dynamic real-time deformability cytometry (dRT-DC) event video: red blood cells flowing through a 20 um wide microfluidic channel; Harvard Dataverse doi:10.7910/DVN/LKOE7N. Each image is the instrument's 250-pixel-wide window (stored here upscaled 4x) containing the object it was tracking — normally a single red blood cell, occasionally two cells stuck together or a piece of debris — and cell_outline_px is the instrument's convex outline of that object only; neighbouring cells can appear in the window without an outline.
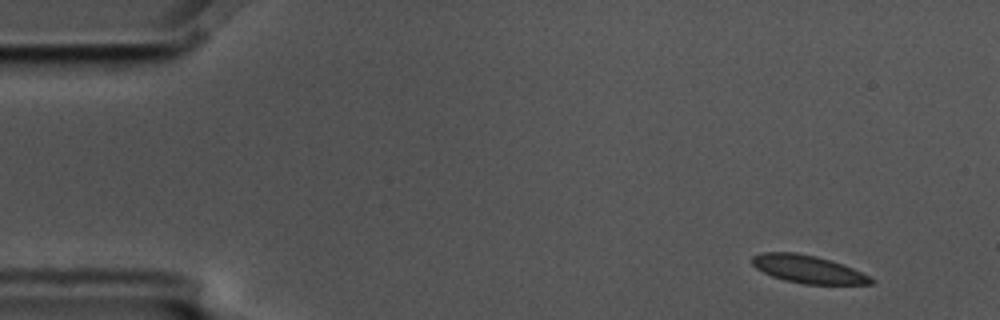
{"species": "common noctule bat (a hibernating species)", "species_latin": "Nyctalus noctula", "temperature_condition": "cold", "stored_images_in_passage": 14, "camera_frame_rate_fps": 3000, "um_per_image_px": 0.085, "animal": {"sex": "male", "body_mass_g": 17.5, "forearm_length_mm": 52.3}, "frame": {"image": 1, "passage_image": 1, "time_ms": 0.0, "image_size_px": [1000, 320], "cell_outline_px": [[876, 280], [872, 284], [804, 284], [784, 280], [772, 276], [756, 268], [752, 264], [752, 256], [764, 252], [796, 252], [816, 256], [852, 268]], "centroid_in_image_um": [68.65, 22.88], "position_along_channel_um": 16.3, "area_um2": 19.02}}
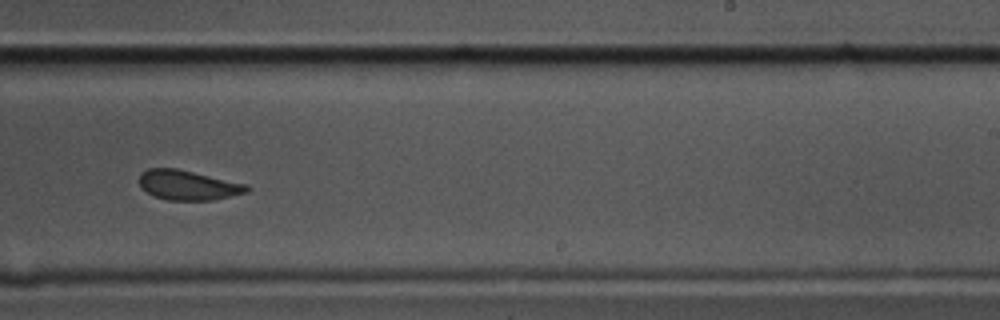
{"frame": {"image": 2, "passage_image": 9, "time_ms": 2.667, "image_size_px": [1000, 320], "cell_outline_px": [[252, 188], [248, 192], [212, 200], [168, 200], [152, 196], [140, 188], [140, 172], [148, 168], [176, 168], [248, 184]], "centroid_in_image_um": [15.98, 15.74], "position_along_channel_um": 273.0, "area_um2": 18.84}}
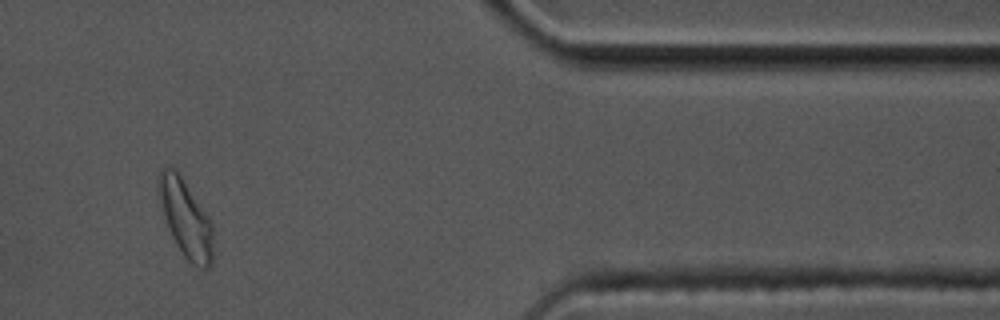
{"frame": {"image": 3, "passage_image": 12, "time_ms": 3.667, "image_size_px": [1000, 320], "cell_outline_px": [[212, 264], [208, 268], [204, 268], [192, 264], [184, 256], [172, 236], [168, 228], [160, 196], [160, 168], [164, 164], [168, 164], [176, 168], [212, 224]], "centroid_in_image_um": [15.79, 18.55], "position_along_channel_um": 395.6, "area_um2": 23.7}}